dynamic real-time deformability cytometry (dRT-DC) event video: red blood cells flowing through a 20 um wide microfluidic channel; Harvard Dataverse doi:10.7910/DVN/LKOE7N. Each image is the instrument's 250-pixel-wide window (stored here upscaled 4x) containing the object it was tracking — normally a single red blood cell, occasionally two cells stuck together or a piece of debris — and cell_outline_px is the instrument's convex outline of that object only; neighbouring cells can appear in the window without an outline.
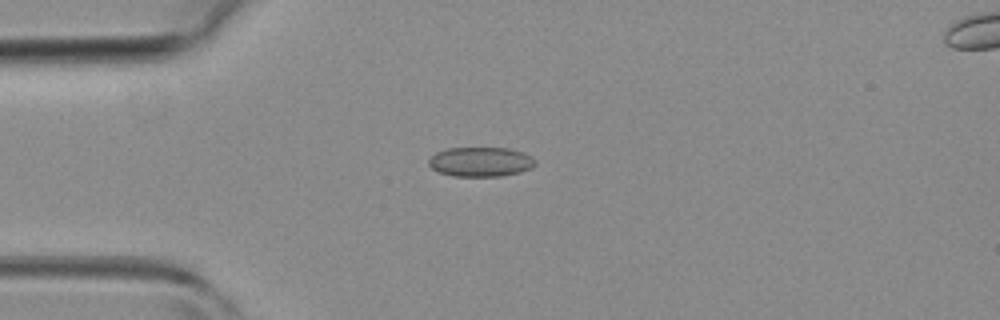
{"species": "common noctule bat (a hibernating species)", "species_latin": "Nyctalus noctula", "temperature_condition": "room temperature", "stored_images_in_passage": 3, "camera_frame_rate_fps": 3000, "um_per_image_px": 0.085, "animal": {"sex": "female", "body_mass_g": 19.3, "forearm_length_mm": 54.1}, "frame": {"image": 1, "passage_image": 2, "time_ms": 2.0, "image_size_px": [1000, 320], "cell_outline_px": [[536, 164], [532, 168], [520, 172], [500, 176], [452, 176], [440, 172], [432, 168], [428, 164], [428, 160], [436, 152], [448, 148], [508, 148], [524, 152], [532, 156], [536, 160]], "centroid_in_image_um": [40.88, 13.75], "position_along_channel_um": 44.1, "area_um2": 18.44}}